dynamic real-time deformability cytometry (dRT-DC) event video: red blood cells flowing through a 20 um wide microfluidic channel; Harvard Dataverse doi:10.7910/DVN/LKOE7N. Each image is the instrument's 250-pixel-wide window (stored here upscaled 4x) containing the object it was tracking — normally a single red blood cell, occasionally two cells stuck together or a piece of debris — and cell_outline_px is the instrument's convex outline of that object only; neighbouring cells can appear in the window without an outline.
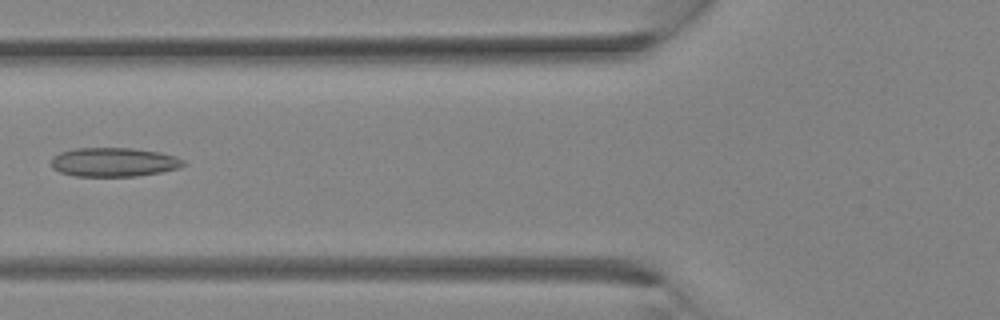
{"species": "Egyptian fruit bat (a non-hibernating species)", "species_latin": "Rousettus aegyptiacus", "temperature_condition": "room temperature", "stored_images_in_passage": 22, "camera_frame_rate_fps": 3000, "um_per_image_px": 0.085, "animal": {"sex": "female"}, "frame": {"image": 1, "passage_image": 3, "time_ms": 0.667, "image_size_px": [1000, 320], "cell_outline_px": [[188, 164], [180, 168], [160, 172], [136, 176], [76, 176], [60, 172], [52, 168], [52, 156], [60, 152], [76, 148], [132, 148], [160, 152], [176, 156], [184, 160]], "centroid_in_image_um": [9.71, 13.78], "position_along_channel_um": 116.1, "area_um2": 22.48}}
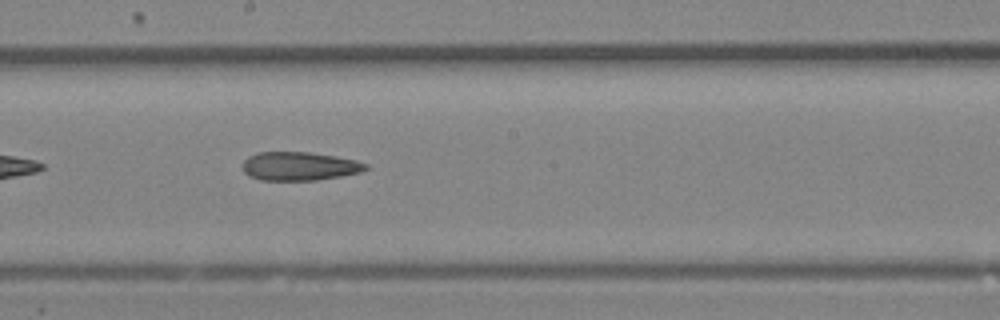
{"frame": {"image": 2, "passage_image": 8, "time_ms": 2.333, "image_size_px": [1000, 320], "cell_outline_px": [[368, 168], [360, 172], [340, 176], [316, 180], [260, 180], [248, 176], [244, 172], [244, 160], [248, 156], [256, 152], [308, 152], [336, 156], [356, 160], [368, 164]], "centroid_in_image_um": [25.44, 14.12], "position_along_channel_um": 222.8, "area_um2": 20.52}}
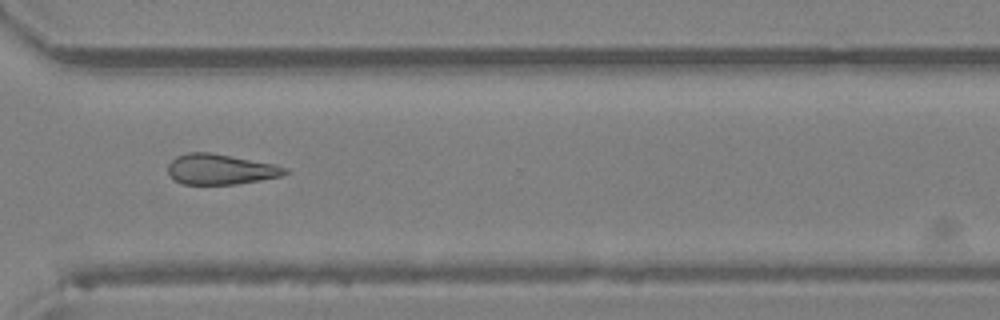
{"frame": {"image": 3, "passage_image": 14, "time_ms": 4.333, "image_size_px": [1000, 320], "cell_outline_px": [[288, 172], [284, 176], [236, 184], [180, 184], [168, 176], [168, 164], [176, 156], [188, 152], [212, 152], [276, 164], [288, 168]], "centroid_in_image_um": [18.74, 14.38], "position_along_channel_um": 351.9, "area_um2": 21.1}}